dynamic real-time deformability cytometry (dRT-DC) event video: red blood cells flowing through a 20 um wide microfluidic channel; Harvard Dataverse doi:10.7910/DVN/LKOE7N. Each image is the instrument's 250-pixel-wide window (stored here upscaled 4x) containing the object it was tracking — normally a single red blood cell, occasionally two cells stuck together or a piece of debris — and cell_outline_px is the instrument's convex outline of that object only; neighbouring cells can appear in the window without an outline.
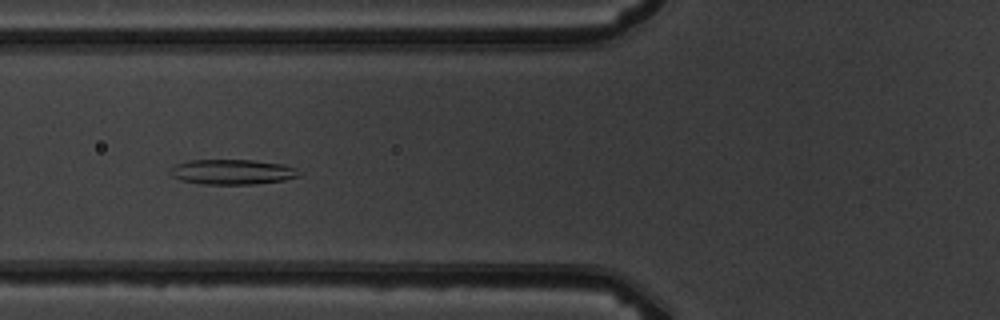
{"species": "common noctule bat (a hibernating species)", "species_latin": "Nyctalus noctula", "temperature_condition": "warm", "stored_images_in_passage": 9, "camera_frame_rate_fps": 3000, "um_per_image_px": 0.085, "animal": {"sex": "male", "body_mass_g": 19.5, "forearm_length_mm": 54.6}, "frame": {"image": 1, "passage_image": 6, "time_ms": 5.667, "image_size_px": [1000, 320], "cell_outline_px": [[300, 176], [284, 180], [256, 184], [204, 184], [180, 180], [172, 176], [168, 172], [168, 168], [176, 164], [188, 160], [252, 160], [280, 164], [296, 168], [300, 172]], "centroid_in_image_um": [19.7, 14.61], "position_along_channel_um": 106.1, "area_um2": 18.9}}
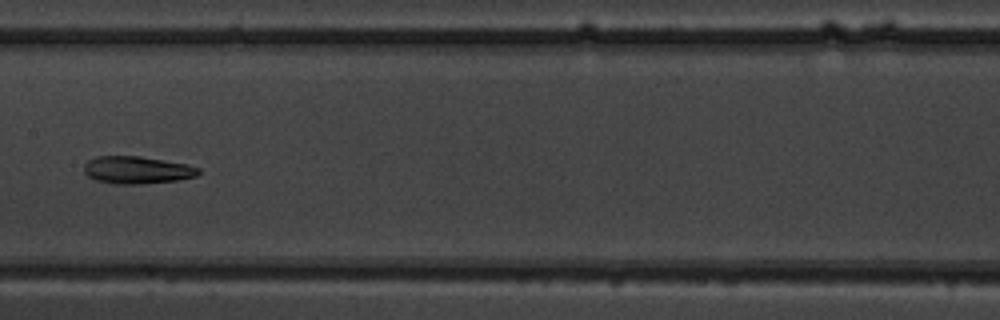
{"frame": {"image": 2, "passage_image": 8, "time_ms": 8.0, "image_size_px": [1000, 320], "cell_outline_px": [[200, 172], [196, 176], [180, 180], [140, 184], [116, 184], [96, 180], [88, 176], [84, 172], [84, 164], [88, 160], [96, 156], [140, 156], [184, 164], [200, 168]], "centroid_in_image_um": [11.63, 14.45], "position_along_channel_um": 195.8, "area_um2": 18.26}}
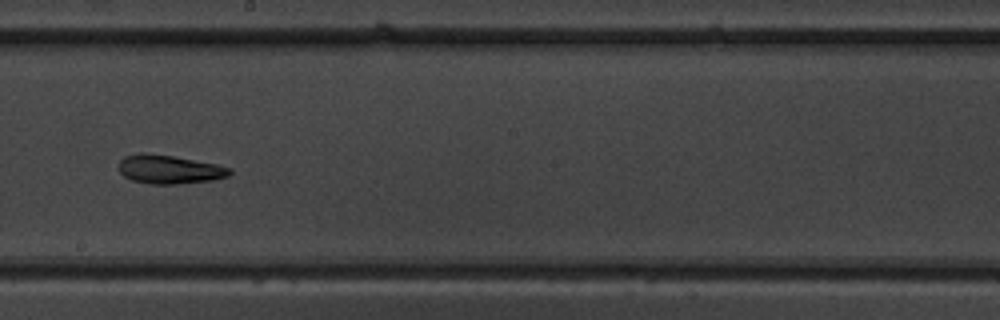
{"frame": {"image": 3, "passage_image": 9, "time_ms": 9.0, "image_size_px": [1000, 320], "cell_outline_px": [[232, 172], [228, 176], [212, 180], [176, 184], [152, 184], [132, 180], [124, 176], [116, 168], [116, 164], [124, 156], [140, 152], [148, 152], [172, 156], [216, 164], [232, 168]], "centroid_in_image_um": [14.33, 14.38], "position_along_channel_um": 233.9, "area_um2": 18.79}}